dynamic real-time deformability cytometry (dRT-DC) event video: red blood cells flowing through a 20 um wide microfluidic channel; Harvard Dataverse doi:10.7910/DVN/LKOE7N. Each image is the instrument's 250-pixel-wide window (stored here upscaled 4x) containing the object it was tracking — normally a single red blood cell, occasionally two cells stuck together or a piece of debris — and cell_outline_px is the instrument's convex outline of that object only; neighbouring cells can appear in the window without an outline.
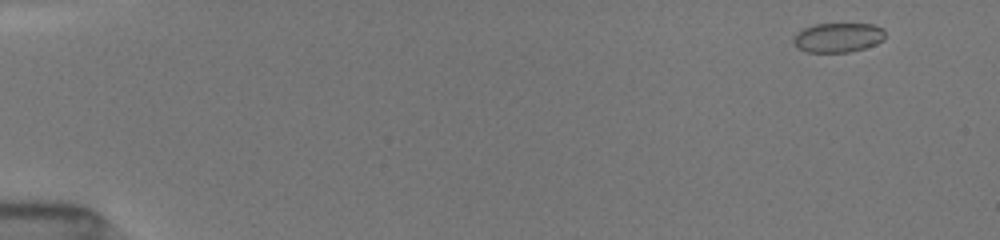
{"species": "common noctule bat (a hibernating species)", "species_latin": "Nyctalus noctula", "temperature_condition": "room temperature", "stored_images_in_passage": 70, "camera_frame_rate_fps": 3000, "um_per_image_px": 0.085, "animal": {"sex": "female", "body_mass_g": 19.5, "forearm_length_mm": 54.1}, "frame": {"image": 1, "passage_image": 4, "time_ms": 0.667, "image_size_px": [1000, 240], "cell_outline_px": [[884, 40], [876, 44], [864, 48], [848, 52], [808, 52], [796, 48], [792, 40], [796, 32], [804, 28], [816, 24], [872, 24], [884, 28]], "centroid_in_image_um": [71.22, 3.19], "position_along_channel_um": 13.8, "area_um2": 15.84}}
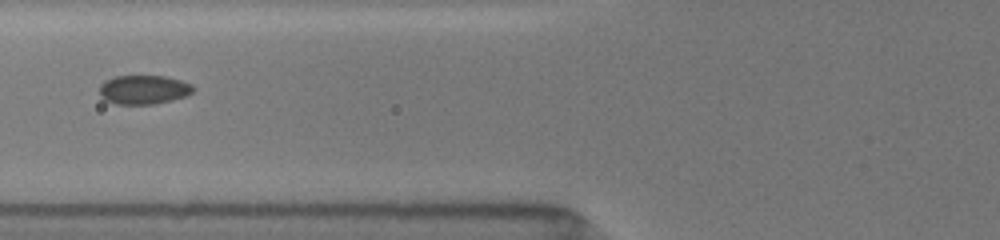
{"frame": {"image": 2, "passage_image": 31, "time_ms": 6.667, "image_size_px": [1000, 240], "cell_outline_px": [[196, 88], [192, 92], [184, 96], [172, 100], [152, 104], [116, 104], [104, 100], [100, 96], [100, 84], [104, 80], [116, 76], [164, 76], [180, 80], [192, 84]], "centroid_in_image_um": [12.19, 7.62], "position_along_channel_um": 113.6, "area_um2": 15.9}}
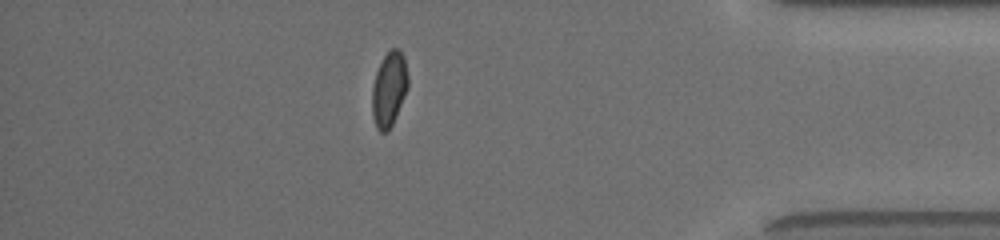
{"frame": {"image": 3, "passage_image": 64, "time_ms": 14.667, "image_size_px": [1000, 240], "cell_outline_px": [[408, 88], [396, 116], [388, 132], [380, 132], [376, 128], [372, 116], [372, 88], [376, 72], [384, 56], [392, 48], [400, 48], [404, 56], [408, 76]], "centroid_in_image_um": [33.07, 7.58], "position_along_channel_um": 402.1, "area_um2": 15.72}, "authors_computed_cell_mechanics": {"area_um2": 16.0684, "velocity_mm_per_s": 4.0003, "shape_relaxation_time_tau1_ms": 7.1389, "shape_relaxation_time_tau2_ms": 0.4421, "deformation_change_tau1": 0.1181, "deformation_change_tau2": 0.0365}}